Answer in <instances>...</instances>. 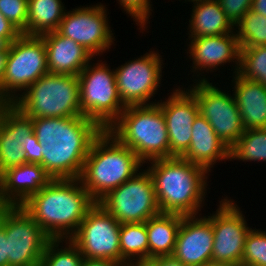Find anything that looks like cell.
<instances>
[{
	"label": "cell",
	"mask_w": 266,
	"mask_h": 266,
	"mask_svg": "<svg viewBox=\"0 0 266 266\" xmlns=\"http://www.w3.org/2000/svg\"><path fill=\"white\" fill-rule=\"evenodd\" d=\"M42 144L40 165L52 179H78L93 141L103 129L84 116L32 118Z\"/></svg>",
	"instance_id": "cell-1"
},
{
	"label": "cell",
	"mask_w": 266,
	"mask_h": 266,
	"mask_svg": "<svg viewBox=\"0 0 266 266\" xmlns=\"http://www.w3.org/2000/svg\"><path fill=\"white\" fill-rule=\"evenodd\" d=\"M96 202L80 179H52L21 206L51 239H70Z\"/></svg>",
	"instance_id": "cell-2"
},
{
	"label": "cell",
	"mask_w": 266,
	"mask_h": 266,
	"mask_svg": "<svg viewBox=\"0 0 266 266\" xmlns=\"http://www.w3.org/2000/svg\"><path fill=\"white\" fill-rule=\"evenodd\" d=\"M150 163L147 170L153 180L160 212L197 215L203 208L209 172L182 157L156 159Z\"/></svg>",
	"instance_id": "cell-3"
},
{
	"label": "cell",
	"mask_w": 266,
	"mask_h": 266,
	"mask_svg": "<svg viewBox=\"0 0 266 266\" xmlns=\"http://www.w3.org/2000/svg\"><path fill=\"white\" fill-rule=\"evenodd\" d=\"M143 164L131 149L103 130L90 147L79 179L91 198L98 202L134 177Z\"/></svg>",
	"instance_id": "cell-4"
},
{
	"label": "cell",
	"mask_w": 266,
	"mask_h": 266,
	"mask_svg": "<svg viewBox=\"0 0 266 266\" xmlns=\"http://www.w3.org/2000/svg\"><path fill=\"white\" fill-rule=\"evenodd\" d=\"M107 131L131 149L143 163L169 158L168 131L158 102L126 106Z\"/></svg>",
	"instance_id": "cell-5"
},
{
	"label": "cell",
	"mask_w": 266,
	"mask_h": 266,
	"mask_svg": "<svg viewBox=\"0 0 266 266\" xmlns=\"http://www.w3.org/2000/svg\"><path fill=\"white\" fill-rule=\"evenodd\" d=\"M77 75L47 73L13 102L31 118L83 116Z\"/></svg>",
	"instance_id": "cell-6"
},
{
	"label": "cell",
	"mask_w": 266,
	"mask_h": 266,
	"mask_svg": "<svg viewBox=\"0 0 266 266\" xmlns=\"http://www.w3.org/2000/svg\"><path fill=\"white\" fill-rule=\"evenodd\" d=\"M103 63H88L78 75L81 114L107 130L126 106L116 85L115 71Z\"/></svg>",
	"instance_id": "cell-7"
},
{
	"label": "cell",
	"mask_w": 266,
	"mask_h": 266,
	"mask_svg": "<svg viewBox=\"0 0 266 266\" xmlns=\"http://www.w3.org/2000/svg\"><path fill=\"white\" fill-rule=\"evenodd\" d=\"M47 73L49 71L43 39L40 36L21 34L9 46L0 88V103H13L19 97L16 92L22 94L23 90Z\"/></svg>",
	"instance_id": "cell-8"
},
{
	"label": "cell",
	"mask_w": 266,
	"mask_h": 266,
	"mask_svg": "<svg viewBox=\"0 0 266 266\" xmlns=\"http://www.w3.org/2000/svg\"><path fill=\"white\" fill-rule=\"evenodd\" d=\"M140 170L98 201L120 224L146 222L160 213L152 177Z\"/></svg>",
	"instance_id": "cell-9"
},
{
	"label": "cell",
	"mask_w": 266,
	"mask_h": 266,
	"mask_svg": "<svg viewBox=\"0 0 266 266\" xmlns=\"http://www.w3.org/2000/svg\"><path fill=\"white\" fill-rule=\"evenodd\" d=\"M120 226L116 218L96 202L70 240L84 259H104L121 264Z\"/></svg>",
	"instance_id": "cell-10"
},
{
	"label": "cell",
	"mask_w": 266,
	"mask_h": 266,
	"mask_svg": "<svg viewBox=\"0 0 266 266\" xmlns=\"http://www.w3.org/2000/svg\"><path fill=\"white\" fill-rule=\"evenodd\" d=\"M8 266H40L51 238L22 208L5 206Z\"/></svg>",
	"instance_id": "cell-11"
},
{
	"label": "cell",
	"mask_w": 266,
	"mask_h": 266,
	"mask_svg": "<svg viewBox=\"0 0 266 266\" xmlns=\"http://www.w3.org/2000/svg\"><path fill=\"white\" fill-rule=\"evenodd\" d=\"M201 79V80H200ZM188 89L196 98L199 113L210 123L216 135L230 149L244 133L240 111L234 95L213 86L200 77Z\"/></svg>",
	"instance_id": "cell-12"
},
{
	"label": "cell",
	"mask_w": 266,
	"mask_h": 266,
	"mask_svg": "<svg viewBox=\"0 0 266 266\" xmlns=\"http://www.w3.org/2000/svg\"><path fill=\"white\" fill-rule=\"evenodd\" d=\"M216 213L210 216L213 228L212 264L241 266L246 237L251 228L233 199L219 201Z\"/></svg>",
	"instance_id": "cell-13"
},
{
	"label": "cell",
	"mask_w": 266,
	"mask_h": 266,
	"mask_svg": "<svg viewBox=\"0 0 266 266\" xmlns=\"http://www.w3.org/2000/svg\"><path fill=\"white\" fill-rule=\"evenodd\" d=\"M162 56L155 51L145 53L114 69L118 94L125 106L149 105L157 94L162 77Z\"/></svg>",
	"instance_id": "cell-14"
},
{
	"label": "cell",
	"mask_w": 266,
	"mask_h": 266,
	"mask_svg": "<svg viewBox=\"0 0 266 266\" xmlns=\"http://www.w3.org/2000/svg\"><path fill=\"white\" fill-rule=\"evenodd\" d=\"M108 19L107 9L101 3L78 7L70 12L66 10L57 31L79 43L93 56H100L115 41Z\"/></svg>",
	"instance_id": "cell-15"
},
{
	"label": "cell",
	"mask_w": 266,
	"mask_h": 266,
	"mask_svg": "<svg viewBox=\"0 0 266 266\" xmlns=\"http://www.w3.org/2000/svg\"><path fill=\"white\" fill-rule=\"evenodd\" d=\"M175 88L166 101L158 104L162 109L169 137V158L182 157L192 138V126L199 114L195 96L186 89Z\"/></svg>",
	"instance_id": "cell-16"
},
{
	"label": "cell",
	"mask_w": 266,
	"mask_h": 266,
	"mask_svg": "<svg viewBox=\"0 0 266 266\" xmlns=\"http://www.w3.org/2000/svg\"><path fill=\"white\" fill-rule=\"evenodd\" d=\"M183 216L173 255L186 266L212 264L213 228L210 215Z\"/></svg>",
	"instance_id": "cell-17"
},
{
	"label": "cell",
	"mask_w": 266,
	"mask_h": 266,
	"mask_svg": "<svg viewBox=\"0 0 266 266\" xmlns=\"http://www.w3.org/2000/svg\"><path fill=\"white\" fill-rule=\"evenodd\" d=\"M32 118L13 103H0V175L26 164L22 144L33 133Z\"/></svg>",
	"instance_id": "cell-18"
},
{
	"label": "cell",
	"mask_w": 266,
	"mask_h": 266,
	"mask_svg": "<svg viewBox=\"0 0 266 266\" xmlns=\"http://www.w3.org/2000/svg\"><path fill=\"white\" fill-rule=\"evenodd\" d=\"M187 54L193 60L192 72L203 70H216L218 66L233 61L235 68L233 74L239 69L240 45L236 31L224 35L189 38ZM203 68V69H202ZM216 68V69H215Z\"/></svg>",
	"instance_id": "cell-19"
},
{
	"label": "cell",
	"mask_w": 266,
	"mask_h": 266,
	"mask_svg": "<svg viewBox=\"0 0 266 266\" xmlns=\"http://www.w3.org/2000/svg\"><path fill=\"white\" fill-rule=\"evenodd\" d=\"M52 178L40 164L26 163L0 175V206H20Z\"/></svg>",
	"instance_id": "cell-20"
},
{
	"label": "cell",
	"mask_w": 266,
	"mask_h": 266,
	"mask_svg": "<svg viewBox=\"0 0 266 266\" xmlns=\"http://www.w3.org/2000/svg\"><path fill=\"white\" fill-rule=\"evenodd\" d=\"M40 37L46 46L49 73L78 76L94 58L83 46L58 31L48 32Z\"/></svg>",
	"instance_id": "cell-21"
},
{
	"label": "cell",
	"mask_w": 266,
	"mask_h": 266,
	"mask_svg": "<svg viewBox=\"0 0 266 266\" xmlns=\"http://www.w3.org/2000/svg\"><path fill=\"white\" fill-rule=\"evenodd\" d=\"M182 158L204 167L208 172L216 162L229 159V148L200 113L193 122L191 143Z\"/></svg>",
	"instance_id": "cell-22"
},
{
	"label": "cell",
	"mask_w": 266,
	"mask_h": 266,
	"mask_svg": "<svg viewBox=\"0 0 266 266\" xmlns=\"http://www.w3.org/2000/svg\"><path fill=\"white\" fill-rule=\"evenodd\" d=\"M235 79V80H234ZM232 91L245 130L266 128V87L247 80L237 73L233 76Z\"/></svg>",
	"instance_id": "cell-23"
},
{
	"label": "cell",
	"mask_w": 266,
	"mask_h": 266,
	"mask_svg": "<svg viewBox=\"0 0 266 266\" xmlns=\"http://www.w3.org/2000/svg\"><path fill=\"white\" fill-rule=\"evenodd\" d=\"M193 4L189 38L224 35L236 30L217 0L196 1Z\"/></svg>",
	"instance_id": "cell-24"
},
{
	"label": "cell",
	"mask_w": 266,
	"mask_h": 266,
	"mask_svg": "<svg viewBox=\"0 0 266 266\" xmlns=\"http://www.w3.org/2000/svg\"><path fill=\"white\" fill-rule=\"evenodd\" d=\"M183 215L159 213L146 221L149 243V260L173 255Z\"/></svg>",
	"instance_id": "cell-25"
},
{
	"label": "cell",
	"mask_w": 266,
	"mask_h": 266,
	"mask_svg": "<svg viewBox=\"0 0 266 266\" xmlns=\"http://www.w3.org/2000/svg\"><path fill=\"white\" fill-rule=\"evenodd\" d=\"M65 11L61 0H28L27 35L57 31Z\"/></svg>",
	"instance_id": "cell-26"
},
{
	"label": "cell",
	"mask_w": 266,
	"mask_h": 266,
	"mask_svg": "<svg viewBox=\"0 0 266 266\" xmlns=\"http://www.w3.org/2000/svg\"><path fill=\"white\" fill-rule=\"evenodd\" d=\"M120 251L122 266L135 261H149L146 222L121 224Z\"/></svg>",
	"instance_id": "cell-27"
},
{
	"label": "cell",
	"mask_w": 266,
	"mask_h": 266,
	"mask_svg": "<svg viewBox=\"0 0 266 266\" xmlns=\"http://www.w3.org/2000/svg\"><path fill=\"white\" fill-rule=\"evenodd\" d=\"M229 159L266 161V128L244 130L238 141L229 149Z\"/></svg>",
	"instance_id": "cell-28"
},
{
	"label": "cell",
	"mask_w": 266,
	"mask_h": 266,
	"mask_svg": "<svg viewBox=\"0 0 266 266\" xmlns=\"http://www.w3.org/2000/svg\"><path fill=\"white\" fill-rule=\"evenodd\" d=\"M240 48L266 46V17L251 9L235 26Z\"/></svg>",
	"instance_id": "cell-29"
},
{
	"label": "cell",
	"mask_w": 266,
	"mask_h": 266,
	"mask_svg": "<svg viewBox=\"0 0 266 266\" xmlns=\"http://www.w3.org/2000/svg\"><path fill=\"white\" fill-rule=\"evenodd\" d=\"M237 74L266 87V46L240 48Z\"/></svg>",
	"instance_id": "cell-30"
},
{
	"label": "cell",
	"mask_w": 266,
	"mask_h": 266,
	"mask_svg": "<svg viewBox=\"0 0 266 266\" xmlns=\"http://www.w3.org/2000/svg\"><path fill=\"white\" fill-rule=\"evenodd\" d=\"M62 241L64 242L63 239H51L48 242L41 266H82L84 258L77 246L70 239L65 240L66 247L59 246Z\"/></svg>",
	"instance_id": "cell-31"
},
{
	"label": "cell",
	"mask_w": 266,
	"mask_h": 266,
	"mask_svg": "<svg viewBox=\"0 0 266 266\" xmlns=\"http://www.w3.org/2000/svg\"><path fill=\"white\" fill-rule=\"evenodd\" d=\"M241 266H266V232L250 229L242 255Z\"/></svg>",
	"instance_id": "cell-32"
},
{
	"label": "cell",
	"mask_w": 266,
	"mask_h": 266,
	"mask_svg": "<svg viewBox=\"0 0 266 266\" xmlns=\"http://www.w3.org/2000/svg\"><path fill=\"white\" fill-rule=\"evenodd\" d=\"M0 13L27 35L28 0H0Z\"/></svg>",
	"instance_id": "cell-33"
},
{
	"label": "cell",
	"mask_w": 266,
	"mask_h": 266,
	"mask_svg": "<svg viewBox=\"0 0 266 266\" xmlns=\"http://www.w3.org/2000/svg\"><path fill=\"white\" fill-rule=\"evenodd\" d=\"M123 10L128 13L131 18L133 17L137 25L145 31L147 21L153 11L151 8L150 0H118Z\"/></svg>",
	"instance_id": "cell-34"
},
{
	"label": "cell",
	"mask_w": 266,
	"mask_h": 266,
	"mask_svg": "<svg viewBox=\"0 0 266 266\" xmlns=\"http://www.w3.org/2000/svg\"><path fill=\"white\" fill-rule=\"evenodd\" d=\"M226 18L235 27L250 10L252 0H217Z\"/></svg>",
	"instance_id": "cell-35"
},
{
	"label": "cell",
	"mask_w": 266,
	"mask_h": 266,
	"mask_svg": "<svg viewBox=\"0 0 266 266\" xmlns=\"http://www.w3.org/2000/svg\"><path fill=\"white\" fill-rule=\"evenodd\" d=\"M26 156V163L40 164L42 162V144L33 132L21 145Z\"/></svg>",
	"instance_id": "cell-36"
},
{
	"label": "cell",
	"mask_w": 266,
	"mask_h": 266,
	"mask_svg": "<svg viewBox=\"0 0 266 266\" xmlns=\"http://www.w3.org/2000/svg\"><path fill=\"white\" fill-rule=\"evenodd\" d=\"M0 266H8L5 206H0Z\"/></svg>",
	"instance_id": "cell-37"
},
{
	"label": "cell",
	"mask_w": 266,
	"mask_h": 266,
	"mask_svg": "<svg viewBox=\"0 0 266 266\" xmlns=\"http://www.w3.org/2000/svg\"><path fill=\"white\" fill-rule=\"evenodd\" d=\"M22 33L0 13V38H5L10 44Z\"/></svg>",
	"instance_id": "cell-38"
},
{
	"label": "cell",
	"mask_w": 266,
	"mask_h": 266,
	"mask_svg": "<svg viewBox=\"0 0 266 266\" xmlns=\"http://www.w3.org/2000/svg\"><path fill=\"white\" fill-rule=\"evenodd\" d=\"M155 266H186L174 255L155 257L150 260Z\"/></svg>",
	"instance_id": "cell-39"
},
{
	"label": "cell",
	"mask_w": 266,
	"mask_h": 266,
	"mask_svg": "<svg viewBox=\"0 0 266 266\" xmlns=\"http://www.w3.org/2000/svg\"><path fill=\"white\" fill-rule=\"evenodd\" d=\"M82 266H122L115 261H109L104 259H83Z\"/></svg>",
	"instance_id": "cell-40"
},
{
	"label": "cell",
	"mask_w": 266,
	"mask_h": 266,
	"mask_svg": "<svg viewBox=\"0 0 266 266\" xmlns=\"http://www.w3.org/2000/svg\"><path fill=\"white\" fill-rule=\"evenodd\" d=\"M250 9L266 17V0H252Z\"/></svg>",
	"instance_id": "cell-41"
},
{
	"label": "cell",
	"mask_w": 266,
	"mask_h": 266,
	"mask_svg": "<svg viewBox=\"0 0 266 266\" xmlns=\"http://www.w3.org/2000/svg\"><path fill=\"white\" fill-rule=\"evenodd\" d=\"M9 51L0 52V88L2 86L3 76L7 65Z\"/></svg>",
	"instance_id": "cell-42"
},
{
	"label": "cell",
	"mask_w": 266,
	"mask_h": 266,
	"mask_svg": "<svg viewBox=\"0 0 266 266\" xmlns=\"http://www.w3.org/2000/svg\"><path fill=\"white\" fill-rule=\"evenodd\" d=\"M126 266H155L150 260L149 261H135L128 263Z\"/></svg>",
	"instance_id": "cell-43"
},
{
	"label": "cell",
	"mask_w": 266,
	"mask_h": 266,
	"mask_svg": "<svg viewBox=\"0 0 266 266\" xmlns=\"http://www.w3.org/2000/svg\"><path fill=\"white\" fill-rule=\"evenodd\" d=\"M10 43L5 38H0V52L9 51Z\"/></svg>",
	"instance_id": "cell-44"
},
{
	"label": "cell",
	"mask_w": 266,
	"mask_h": 266,
	"mask_svg": "<svg viewBox=\"0 0 266 266\" xmlns=\"http://www.w3.org/2000/svg\"><path fill=\"white\" fill-rule=\"evenodd\" d=\"M208 266H234V265L209 264Z\"/></svg>",
	"instance_id": "cell-45"
},
{
	"label": "cell",
	"mask_w": 266,
	"mask_h": 266,
	"mask_svg": "<svg viewBox=\"0 0 266 266\" xmlns=\"http://www.w3.org/2000/svg\"><path fill=\"white\" fill-rule=\"evenodd\" d=\"M186 1V0H185ZM187 1H191V2H196V1H207V0H187ZM209 1V0H208Z\"/></svg>",
	"instance_id": "cell-46"
}]
</instances>
